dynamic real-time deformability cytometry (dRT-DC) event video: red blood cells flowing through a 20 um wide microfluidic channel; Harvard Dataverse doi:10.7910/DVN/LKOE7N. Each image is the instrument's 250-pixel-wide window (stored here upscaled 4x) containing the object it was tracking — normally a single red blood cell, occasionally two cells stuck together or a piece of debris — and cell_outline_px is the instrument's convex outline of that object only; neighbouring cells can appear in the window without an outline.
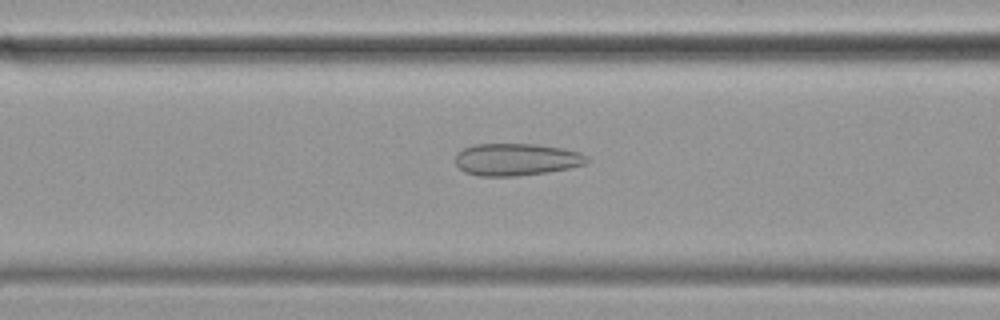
{"species": "common noctule bat (a hibernating species)", "species_latin": "Nyctalus noctula", "temperature_condition": "cold", "stored_images_in_passage": 57, "camera_frame_rate_fps": 3000, "um_per_image_px": 0.085, "animal": {"sex": "female", "body_mass_g": 19.9}, "frame": {"image": 1, "passage_image": 22, "time_ms": 7.0, "image_size_px": [1000, 320], "cell_outline_px": [[588, 160], [584, 164], [568, 168], [548, 172], [516, 176], [480, 176], [464, 172], [456, 164], [456, 152], [464, 148], [476, 144], [536, 144], [564, 148], [580, 152], [588, 156]], "centroid_in_image_um": [43.89, 13.55], "position_along_channel_um": 122.7, "area_um2": 24.74}}
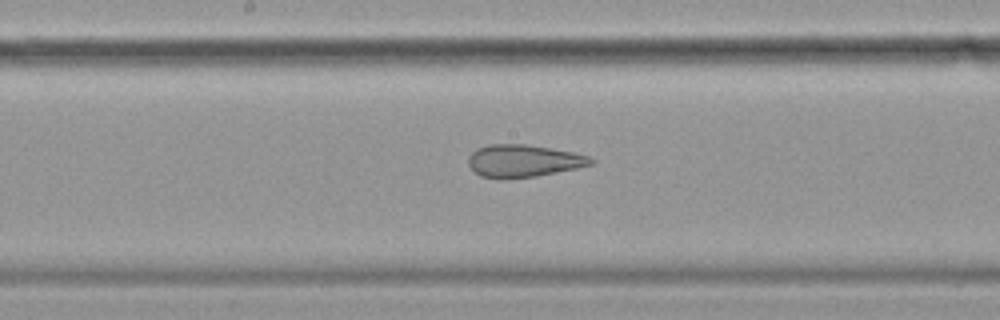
{"frame": {"image": 2, "passage_image": 29, "time_ms": 9.333, "image_size_px": [1000, 320], "cell_outline_px": [[596, 160], [592, 164], [576, 168], [536, 176], [504, 180], [500, 180], [480, 176], [468, 164], [468, 156], [476, 148], [488, 144], [524, 144], [572, 152], [588, 156]], "centroid_in_image_um": [44.44, 13.69], "position_along_channel_um": 203.8, "area_um2": 23.24}}
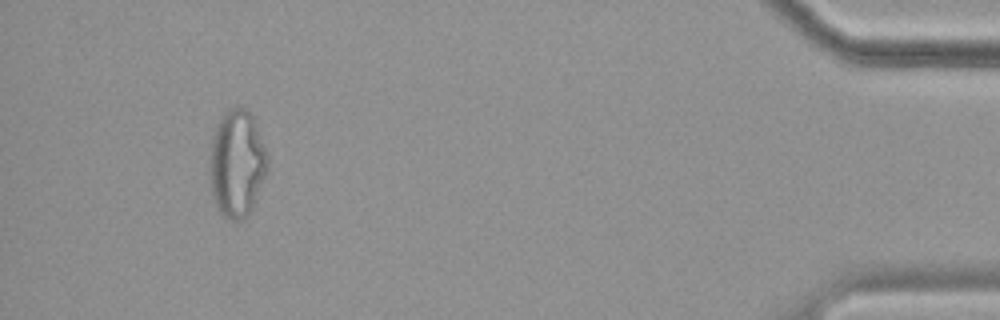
{"frame": {"image": 3, "passage_image": 53, "time_ms": 17.333, "image_size_px": [1000, 320], "cell_outline_px": [[268, 168], [252, 208], [248, 216], [244, 220], [228, 220], [216, 208], [212, 192], [212, 140], [216, 128], [224, 112], [228, 108], [236, 104], [244, 104], [252, 116], [268, 156]], "centroid_in_image_um": [20.17, 13.88], "position_along_channel_um": 415.0, "area_um2": 35.72}}